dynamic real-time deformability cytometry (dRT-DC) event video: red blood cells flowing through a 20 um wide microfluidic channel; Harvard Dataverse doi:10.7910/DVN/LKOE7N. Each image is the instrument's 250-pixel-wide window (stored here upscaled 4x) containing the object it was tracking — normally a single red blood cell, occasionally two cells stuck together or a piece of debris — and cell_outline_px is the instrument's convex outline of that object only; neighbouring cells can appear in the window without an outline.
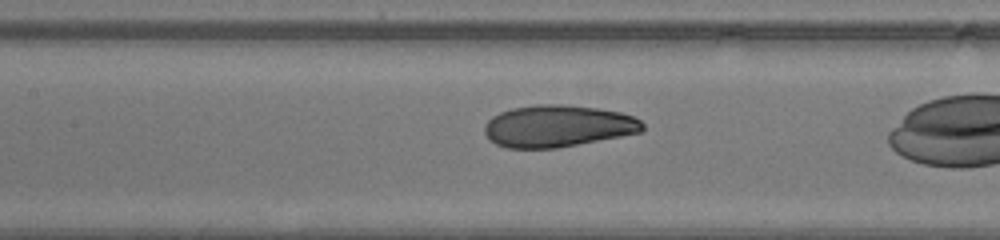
{"species": "human", "species_latin": "Homo sapiens", "temperature_condition": "warm", "stored_images_in_passage": 9, "camera_frame_rate_fps": 3000, "um_per_image_px": 0.085, "donor": {"sex": "male"}, "frame": {"image": 1, "passage_image": 7, "time_ms": 2.0, "image_size_px": [1000, 240], "cell_outline_px": [[644, 128], [640, 132], [620, 136], [556, 148], [508, 148], [496, 144], [484, 132], [484, 124], [492, 116], [500, 112], [512, 108], [536, 104], [564, 104], [596, 108], [620, 112], [632, 116], [640, 120], [644, 124]], "centroid_in_image_um": [47.39, 10.7], "position_along_channel_um": 160.0, "area_um2": 38.44}}